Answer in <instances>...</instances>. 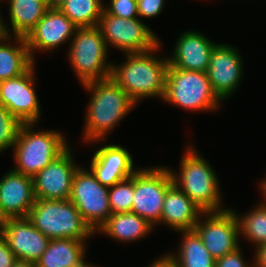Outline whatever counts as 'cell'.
Returning a JSON list of instances; mask_svg holds the SVG:
<instances>
[{
  "label": "cell",
  "instance_id": "1",
  "mask_svg": "<svg viewBox=\"0 0 266 267\" xmlns=\"http://www.w3.org/2000/svg\"><path fill=\"white\" fill-rule=\"evenodd\" d=\"M83 87L91 93L85 113L83 141L98 143L105 140L137 104L111 78L89 82Z\"/></svg>",
  "mask_w": 266,
  "mask_h": 267
},
{
  "label": "cell",
  "instance_id": "2",
  "mask_svg": "<svg viewBox=\"0 0 266 267\" xmlns=\"http://www.w3.org/2000/svg\"><path fill=\"white\" fill-rule=\"evenodd\" d=\"M161 43L143 53H125V62L120 66L111 64L110 78L138 104L144 98L164 97L168 57H157ZM156 51V52H155Z\"/></svg>",
  "mask_w": 266,
  "mask_h": 267
},
{
  "label": "cell",
  "instance_id": "3",
  "mask_svg": "<svg viewBox=\"0 0 266 267\" xmlns=\"http://www.w3.org/2000/svg\"><path fill=\"white\" fill-rule=\"evenodd\" d=\"M190 144L180 161L179 173L169 168L173 183L204 213L221 212L228 208L221 204V186L215 171Z\"/></svg>",
  "mask_w": 266,
  "mask_h": 267
},
{
  "label": "cell",
  "instance_id": "4",
  "mask_svg": "<svg viewBox=\"0 0 266 267\" xmlns=\"http://www.w3.org/2000/svg\"><path fill=\"white\" fill-rule=\"evenodd\" d=\"M36 123H22L13 145L15 167L13 170L34 177L68 147L60 131H35Z\"/></svg>",
  "mask_w": 266,
  "mask_h": 267
},
{
  "label": "cell",
  "instance_id": "5",
  "mask_svg": "<svg viewBox=\"0 0 266 267\" xmlns=\"http://www.w3.org/2000/svg\"><path fill=\"white\" fill-rule=\"evenodd\" d=\"M27 218L49 239L86 241L96 234L69 199H36Z\"/></svg>",
  "mask_w": 266,
  "mask_h": 267
},
{
  "label": "cell",
  "instance_id": "6",
  "mask_svg": "<svg viewBox=\"0 0 266 267\" xmlns=\"http://www.w3.org/2000/svg\"><path fill=\"white\" fill-rule=\"evenodd\" d=\"M188 111H216L221 100L213 91L206 72L168 66L162 99Z\"/></svg>",
  "mask_w": 266,
  "mask_h": 267
},
{
  "label": "cell",
  "instance_id": "7",
  "mask_svg": "<svg viewBox=\"0 0 266 267\" xmlns=\"http://www.w3.org/2000/svg\"><path fill=\"white\" fill-rule=\"evenodd\" d=\"M69 42L68 60L81 85L110 78L109 50L97 26L77 28Z\"/></svg>",
  "mask_w": 266,
  "mask_h": 267
},
{
  "label": "cell",
  "instance_id": "8",
  "mask_svg": "<svg viewBox=\"0 0 266 267\" xmlns=\"http://www.w3.org/2000/svg\"><path fill=\"white\" fill-rule=\"evenodd\" d=\"M173 184L169 167L140 168L134 173V195L131 212L151 225L161 223L167 189Z\"/></svg>",
  "mask_w": 266,
  "mask_h": 267
},
{
  "label": "cell",
  "instance_id": "9",
  "mask_svg": "<svg viewBox=\"0 0 266 267\" xmlns=\"http://www.w3.org/2000/svg\"><path fill=\"white\" fill-rule=\"evenodd\" d=\"M97 27L108 48L111 45L124 53H143L160 44L156 33L139 18H120L103 10Z\"/></svg>",
  "mask_w": 266,
  "mask_h": 267
},
{
  "label": "cell",
  "instance_id": "10",
  "mask_svg": "<svg viewBox=\"0 0 266 267\" xmlns=\"http://www.w3.org/2000/svg\"><path fill=\"white\" fill-rule=\"evenodd\" d=\"M108 193L109 187L101 185L91 169L78 167L69 200L95 232L111 215Z\"/></svg>",
  "mask_w": 266,
  "mask_h": 267
},
{
  "label": "cell",
  "instance_id": "11",
  "mask_svg": "<svg viewBox=\"0 0 266 267\" xmlns=\"http://www.w3.org/2000/svg\"><path fill=\"white\" fill-rule=\"evenodd\" d=\"M236 213L233 209L203 213L194 227L203 245L215 260L240 247Z\"/></svg>",
  "mask_w": 266,
  "mask_h": 267
},
{
  "label": "cell",
  "instance_id": "12",
  "mask_svg": "<svg viewBox=\"0 0 266 267\" xmlns=\"http://www.w3.org/2000/svg\"><path fill=\"white\" fill-rule=\"evenodd\" d=\"M34 66L35 63L18 77L0 81V105L21 123H38L41 117Z\"/></svg>",
  "mask_w": 266,
  "mask_h": 267
},
{
  "label": "cell",
  "instance_id": "13",
  "mask_svg": "<svg viewBox=\"0 0 266 267\" xmlns=\"http://www.w3.org/2000/svg\"><path fill=\"white\" fill-rule=\"evenodd\" d=\"M70 146L43 170L33 177L36 199L68 200L72 191V182L78 165Z\"/></svg>",
  "mask_w": 266,
  "mask_h": 267
},
{
  "label": "cell",
  "instance_id": "14",
  "mask_svg": "<svg viewBox=\"0 0 266 267\" xmlns=\"http://www.w3.org/2000/svg\"><path fill=\"white\" fill-rule=\"evenodd\" d=\"M243 68L241 54L235 47L223 43L215 45L206 73L213 91L222 102L230 98L241 84Z\"/></svg>",
  "mask_w": 266,
  "mask_h": 267
},
{
  "label": "cell",
  "instance_id": "15",
  "mask_svg": "<svg viewBox=\"0 0 266 267\" xmlns=\"http://www.w3.org/2000/svg\"><path fill=\"white\" fill-rule=\"evenodd\" d=\"M0 233L18 260L34 263L45 252L50 241L27 217L6 218L0 221Z\"/></svg>",
  "mask_w": 266,
  "mask_h": 267
},
{
  "label": "cell",
  "instance_id": "16",
  "mask_svg": "<svg viewBox=\"0 0 266 267\" xmlns=\"http://www.w3.org/2000/svg\"><path fill=\"white\" fill-rule=\"evenodd\" d=\"M78 27L58 8H48L44 16L25 37L30 56L35 51H53L73 38Z\"/></svg>",
  "mask_w": 266,
  "mask_h": 267
},
{
  "label": "cell",
  "instance_id": "17",
  "mask_svg": "<svg viewBox=\"0 0 266 267\" xmlns=\"http://www.w3.org/2000/svg\"><path fill=\"white\" fill-rule=\"evenodd\" d=\"M35 200L32 177L11 169L0 179V221L27 217Z\"/></svg>",
  "mask_w": 266,
  "mask_h": 267
},
{
  "label": "cell",
  "instance_id": "18",
  "mask_svg": "<svg viewBox=\"0 0 266 267\" xmlns=\"http://www.w3.org/2000/svg\"><path fill=\"white\" fill-rule=\"evenodd\" d=\"M90 169L97 181L107 187L131 177L138 170L134 168L133 156L119 144L98 147L91 159Z\"/></svg>",
  "mask_w": 266,
  "mask_h": 267
},
{
  "label": "cell",
  "instance_id": "19",
  "mask_svg": "<svg viewBox=\"0 0 266 267\" xmlns=\"http://www.w3.org/2000/svg\"><path fill=\"white\" fill-rule=\"evenodd\" d=\"M216 44L203 33L185 31L176 41L173 56L168 57L169 65L181 70L206 72Z\"/></svg>",
  "mask_w": 266,
  "mask_h": 267
},
{
  "label": "cell",
  "instance_id": "20",
  "mask_svg": "<svg viewBox=\"0 0 266 267\" xmlns=\"http://www.w3.org/2000/svg\"><path fill=\"white\" fill-rule=\"evenodd\" d=\"M204 212L174 183L167 189L164 198L161 224L177 231L194 230Z\"/></svg>",
  "mask_w": 266,
  "mask_h": 267
},
{
  "label": "cell",
  "instance_id": "21",
  "mask_svg": "<svg viewBox=\"0 0 266 267\" xmlns=\"http://www.w3.org/2000/svg\"><path fill=\"white\" fill-rule=\"evenodd\" d=\"M8 4L11 30L2 18L6 36L25 38L48 10L45 0H9Z\"/></svg>",
  "mask_w": 266,
  "mask_h": 267
},
{
  "label": "cell",
  "instance_id": "22",
  "mask_svg": "<svg viewBox=\"0 0 266 267\" xmlns=\"http://www.w3.org/2000/svg\"><path fill=\"white\" fill-rule=\"evenodd\" d=\"M86 241L72 238L50 239L36 267H80L85 262Z\"/></svg>",
  "mask_w": 266,
  "mask_h": 267
},
{
  "label": "cell",
  "instance_id": "23",
  "mask_svg": "<svg viewBox=\"0 0 266 267\" xmlns=\"http://www.w3.org/2000/svg\"><path fill=\"white\" fill-rule=\"evenodd\" d=\"M155 227L132 212L114 213L96 231L118 242H134L147 237Z\"/></svg>",
  "mask_w": 266,
  "mask_h": 267
},
{
  "label": "cell",
  "instance_id": "24",
  "mask_svg": "<svg viewBox=\"0 0 266 267\" xmlns=\"http://www.w3.org/2000/svg\"><path fill=\"white\" fill-rule=\"evenodd\" d=\"M13 38L17 44L10 43L13 41L11 36L4 35L0 38V81L18 77L34 64L25 38Z\"/></svg>",
  "mask_w": 266,
  "mask_h": 267
},
{
  "label": "cell",
  "instance_id": "25",
  "mask_svg": "<svg viewBox=\"0 0 266 267\" xmlns=\"http://www.w3.org/2000/svg\"><path fill=\"white\" fill-rule=\"evenodd\" d=\"M181 244L178 252L167 253L166 256L175 267H215L216 260L210 255L195 230L180 231Z\"/></svg>",
  "mask_w": 266,
  "mask_h": 267
},
{
  "label": "cell",
  "instance_id": "26",
  "mask_svg": "<svg viewBox=\"0 0 266 267\" xmlns=\"http://www.w3.org/2000/svg\"><path fill=\"white\" fill-rule=\"evenodd\" d=\"M103 0H67L60 10L78 27H96L104 10Z\"/></svg>",
  "mask_w": 266,
  "mask_h": 267
},
{
  "label": "cell",
  "instance_id": "27",
  "mask_svg": "<svg viewBox=\"0 0 266 267\" xmlns=\"http://www.w3.org/2000/svg\"><path fill=\"white\" fill-rule=\"evenodd\" d=\"M257 205L244 216L236 214V217L240 235L259 247L266 244V206L263 202Z\"/></svg>",
  "mask_w": 266,
  "mask_h": 267
},
{
  "label": "cell",
  "instance_id": "28",
  "mask_svg": "<svg viewBox=\"0 0 266 267\" xmlns=\"http://www.w3.org/2000/svg\"><path fill=\"white\" fill-rule=\"evenodd\" d=\"M134 195V174L109 187V206L111 214L131 212Z\"/></svg>",
  "mask_w": 266,
  "mask_h": 267
},
{
  "label": "cell",
  "instance_id": "29",
  "mask_svg": "<svg viewBox=\"0 0 266 267\" xmlns=\"http://www.w3.org/2000/svg\"><path fill=\"white\" fill-rule=\"evenodd\" d=\"M22 123L0 105V153L12 148Z\"/></svg>",
  "mask_w": 266,
  "mask_h": 267
},
{
  "label": "cell",
  "instance_id": "30",
  "mask_svg": "<svg viewBox=\"0 0 266 267\" xmlns=\"http://www.w3.org/2000/svg\"><path fill=\"white\" fill-rule=\"evenodd\" d=\"M104 11L107 14L114 15L120 18L132 19L138 18L137 0H110L108 6H105Z\"/></svg>",
  "mask_w": 266,
  "mask_h": 267
},
{
  "label": "cell",
  "instance_id": "31",
  "mask_svg": "<svg viewBox=\"0 0 266 267\" xmlns=\"http://www.w3.org/2000/svg\"><path fill=\"white\" fill-rule=\"evenodd\" d=\"M165 6V0H137L138 15L142 18L158 16Z\"/></svg>",
  "mask_w": 266,
  "mask_h": 267
},
{
  "label": "cell",
  "instance_id": "32",
  "mask_svg": "<svg viewBox=\"0 0 266 267\" xmlns=\"http://www.w3.org/2000/svg\"><path fill=\"white\" fill-rule=\"evenodd\" d=\"M241 250L242 248L239 247L235 251L217 259L215 267H254V262L252 264L245 262Z\"/></svg>",
  "mask_w": 266,
  "mask_h": 267
},
{
  "label": "cell",
  "instance_id": "33",
  "mask_svg": "<svg viewBox=\"0 0 266 267\" xmlns=\"http://www.w3.org/2000/svg\"><path fill=\"white\" fill-rule=\"evenodd\" d=\"M17 257L10 250L7 240L0 233V267H13Z\"/></svg>",
  "mask_w": 266,
  "mask_h": 267
},
{
  "label": "cell",
  "instance_id": "34",
  "mask_svg": "<svg viewBox=\"0 0 266 267\" xmlns=\"http://www.w3.org/2000/svg\"><path fill=\"white\" fill-rule=\"evenodd\" d=\"M254 267H266V244L255 248Z\"/></svg>",
  "mask_w": 266,
  "mask_h": 267
},
{
  "label": "cell",
  "instance_id": "35",
  "mask_svg": "<svg viewBox=\"0 0 266 267\" xmlns=\"http://www.w3.org/2000/svg\"><path fill=\"white\" fill-rule=\"evenodd\" d=\"M148 267H175L173 262L166 256V253L153 261Z\"/></svg>",
  "mask_w": 266,
  "mask_h": 267
},
{
  "label": "cell",
  "instance_id": "36",
  "mask_svg": "<svg viewBox=\"0 0 266 267\" xmlns=\"http://www.w3.org/2000/svg\"><path fill=\"white\" fill-rule=\"evenodd\" d=\"M67 0H45L48 8H60Z\"/></svg>",
  "mask_w": 266,
  "mask_h": 267
},
{
  "label": "cell",
  "instance_id": "37",
  "mask_svg": "<svg viewBox=\"0 0 266 267\" xmlns=\"http://www.w3.org/2000/svg\"><path fill=\"white\" fill-rule=\"evenodd\" d=\"M13 267H36L34 262L17 260Z\"/></svg>",
  "mask_w": 266,
  "mask_h": 267
},
{
  "label": "cell",
  "instance_id": "38",
  "mask_svg": "<svg viewBox=\"0 0 266 267\" xmlns=\"http://www.w3.org/2000/svg\"><path fill=\"white\" fill-rule=\"evenodd\" d=\"M259 188H261V192L264 195V198L266 200V177L264 179H262V181H259ZM266 206V201L263 203Z\"/></svg>",
  "mask_w": 266,
  "mask_h": 267
},
{
  "label": "cell",
  "instance_id": "39",
  "mask_svg": "<svg viewBox=\"0 0 266 267\" xmlns=\"http://www.w3.org/2000/svg\"><path fill=\"white\" fill-rule=\"evenodd\" d=\"M80 267H97L96 265L94 266L93 264L87 263V261H85Z\"/></svg>",
  "mask_w": 266,
  "mask_h": 267
},
{
  "label": "cell",
  "instance_id": "40",
  "mask_svg": "<svg viewBox=\"0 0 266 267\" xmlns=\"http://www.w3.org/2000/svg\"><path fill=\"white\" fill-rule=\"evenodd\" d=\"M0 33H4L3 26H2V16H1V14H0Z\"/></svg>",
  "mask_w": 266,
  "mask_h": 267
},
{
  "label": "cell",
  "instance_id": "41",
  "mask_svg": "<svg viewBox=\"0 0 266 267\" xmlns=\"http://www.w3.org/2000/svg\"><path fill=\"white\" fill-rule=\"evenodd\" d=\"M5 34L4 33H0V38L3 37Z\"/></svg>",
  "mask_w": 266,
  "mask_h": 267
}]
</instances>
